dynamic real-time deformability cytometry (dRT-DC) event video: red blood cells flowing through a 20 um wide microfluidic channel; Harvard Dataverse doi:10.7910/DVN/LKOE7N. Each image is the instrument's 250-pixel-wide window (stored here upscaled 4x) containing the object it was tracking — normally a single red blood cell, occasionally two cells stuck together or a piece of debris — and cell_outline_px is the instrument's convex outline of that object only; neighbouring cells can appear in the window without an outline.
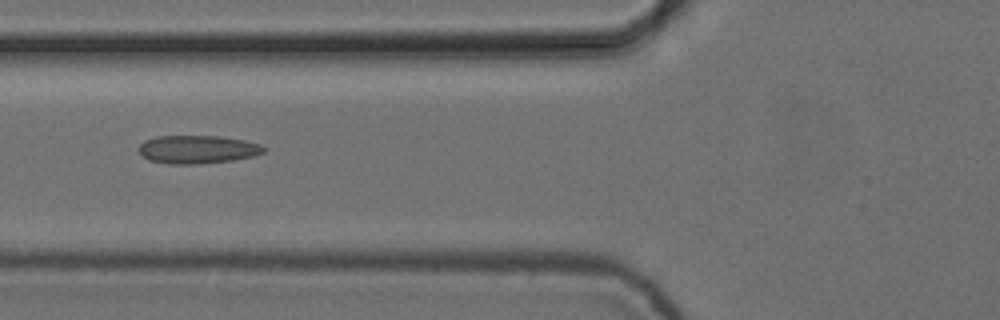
{"species": "common noctule bat (a hibernating species)", "species_latin": "Nyctalus noctula", "temperature_condition": "cold", "stored_images_in_passage": 7, "camera_frame_rate_fps": 3000, "um_per_image_px": 0.085, "animal": {"sex": "female", "body_mass_g": 24.6, "forearm_length_mm": 56.2}, "frame": {"image": 1, "passage_image": 5, "time_ms": 1.333, "image_size_px": [1000, 320], "cell_outline_px": [[268, 148], [264, 152], [256, 156], [232, 160], [200, 164], [168, 164], [148, 160], [140, 152], [140, 144], [144, 140], [156, 136], [220, 136], [244, 140], [260, 144]], "centroid_in_image_um": [16.82, 12.7], "position_along_channel_um": 109.0, "area_um2": 20.69}}
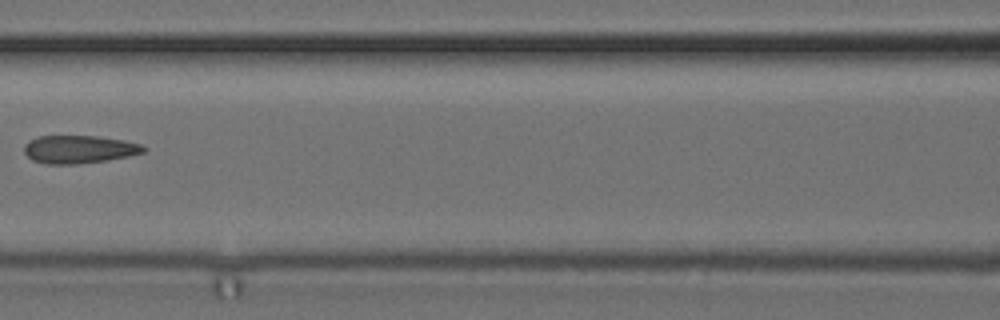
{"frame": {"image": 2, "passage_image": 6, "time_ms": 1.667, "image_size_px": [1000, 320], "cell_outline_px": [[148, 148], [144, 152], [128, 156], [108, 160], [76, 164], [44, 164], [32, 160], [24, 152], [24, 144], [28, 140], [40, 136], [96, 136], [124, 140], [140, 144]], "centroid_in_image_um": [6.71, 12.69], "position_along_channel_um": 159.9, "area_um2": 19.54}}
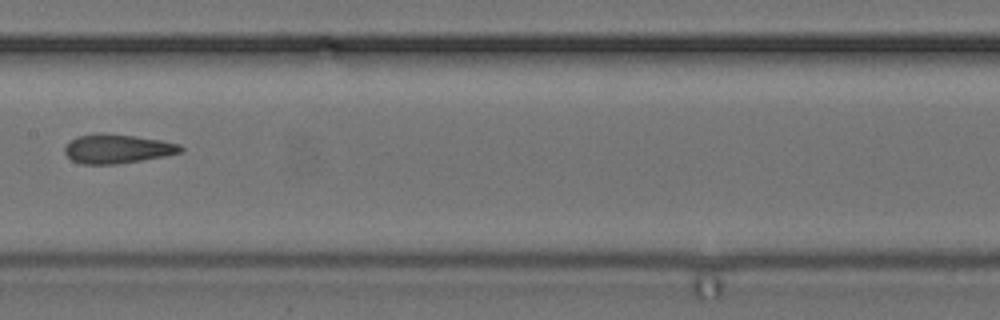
{"frame": {"image": 3, "passage_image": 7, "time_ms": 2.0, "image_size_px": [1000, 320], "cell_outline_px": [[184, 148], [180, 152], [164, 156], [116, 164], [84, 164], [72, 160], [64, 152], [64, 148], [76, 136], [96, 132], [104, 132], [136, 136], [160, 140], [180, 144]], "centroid_in_image_um": [9.95, 12.62], "position_along_channel_um": 197.5, "area_um2": 19.65}}